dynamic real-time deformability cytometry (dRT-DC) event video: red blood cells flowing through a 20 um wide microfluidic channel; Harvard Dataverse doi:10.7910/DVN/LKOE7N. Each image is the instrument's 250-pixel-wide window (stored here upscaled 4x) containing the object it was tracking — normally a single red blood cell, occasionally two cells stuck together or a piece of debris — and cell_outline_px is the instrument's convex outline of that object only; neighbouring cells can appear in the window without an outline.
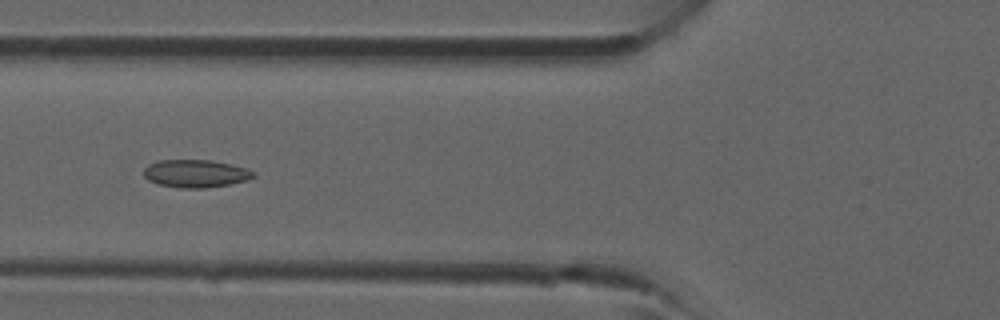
{"species": "common noctule bat (a hibernating species)", "species_latin": "Nyctalus noctula", "temperature_condition": "room temperature", "stored_images_in_passage": 42, "camera_frame_rate_fps": 3000, "um_per_image_px": 0.085, "animal": {"sex": "male", "forearm_length_mm": 52.5}, "frame": {"image": 1, "passage_image": 16, "time_ms": 5.0, "image_size_px": [1000, 320], "cell_outline_px": [[256, 176], [248, 180], [208, 188], [180, 188], [156, 184], [148, 180], [144, 176], [144, 168], [148, 164], [156, 160], [212, 160], [232, 164], [248, 168], [256, 172]], "centroid_in_image_um": [16.64, 14.75], "position_along_channel_um": 109.2, "area_um2": 18.09}}
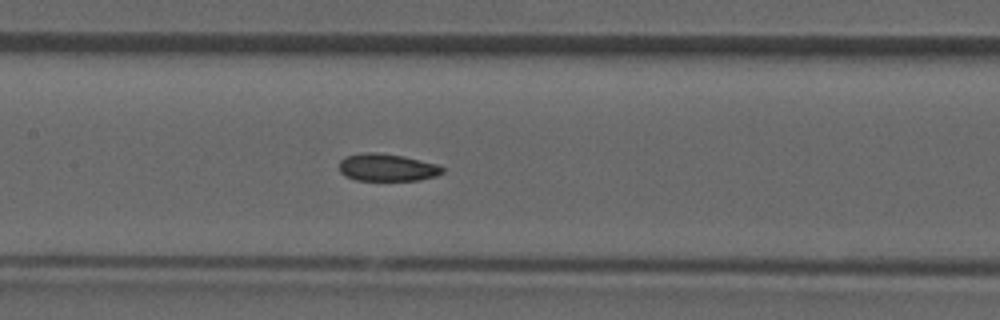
{"frame": {"image": 2, "passage_image": 20, "time_ms": 6.333, "image_size_px": [1000, 320], "cell_outline_px": [[444, 172], [436, 176], [420, 180], [356, 180], [344, 176], [340, 172], [340, 160], [344, 156], [364, 152], [376, 152], [404, 156], [440, 164], [444, 168]], "centroid_in_image_um": [32.92, 14.23], "position_along_channel_um": 174.5, "area_um2": 16.76}}
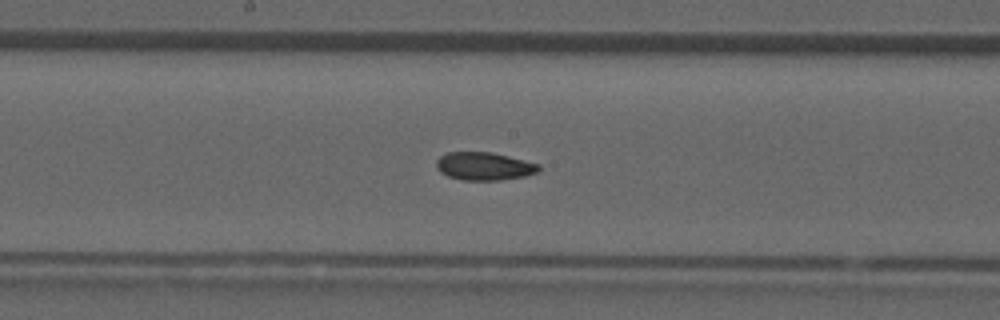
{"frame": {"image": 3, "passage_image": 22, "time_ms": 7.0, "image_size_px": [1000, 320], "cell_outline_px": [[540, 172], [524, 176], [500, 180], [460, 180], [448, 176], [440, 172], [436, 168], [436, 160], [440, 156], [448, 152], [492, 152], [540, 164]], "centroid_in_image_um": [41.15, 14.13], "position_along_channel_um": 207.1, "area_um2": 16.82}}